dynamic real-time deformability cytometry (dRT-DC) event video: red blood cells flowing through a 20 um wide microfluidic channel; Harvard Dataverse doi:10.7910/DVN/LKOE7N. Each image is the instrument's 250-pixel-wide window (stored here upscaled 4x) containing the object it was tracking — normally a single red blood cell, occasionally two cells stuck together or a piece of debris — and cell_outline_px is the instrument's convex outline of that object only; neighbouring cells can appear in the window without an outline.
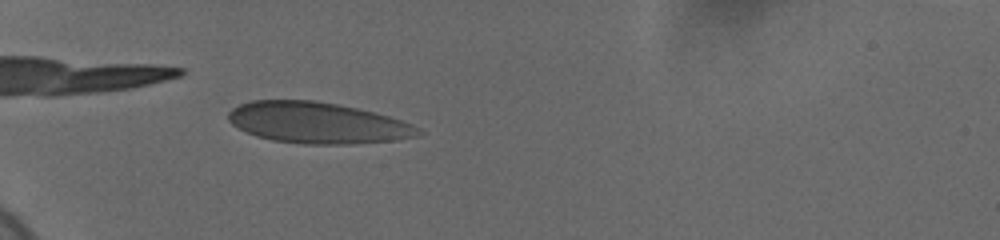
{"species": "human", "species_latin": "Homo sapiens", "temperature_condition": "cold", "stored_images_in_passage": 42, "camera_frame_rate_fps": 3000, "um_per_image_px": 0.085, "donor": {"sex": "female"}, "frame": {"image": 1, "passage_image": 4, "time_ms": 1.0, "image_size_px": [1000, 240], "cell_outline_px": [[424, 132], [420, 136], [396, 140], [352, 144], [304, 144], [272, 140], [256, 136], [232, 124], [228, 120], [228, 112], [232, 108], [240, 104], [252, 100], [312, 100], [336, 104], [376, 112], [412, 124], [420, 128]], "centroid_in_image_um": [27.02, 10.44], "position_along_channel_um": 58.0, "area_um2": 45.6}}
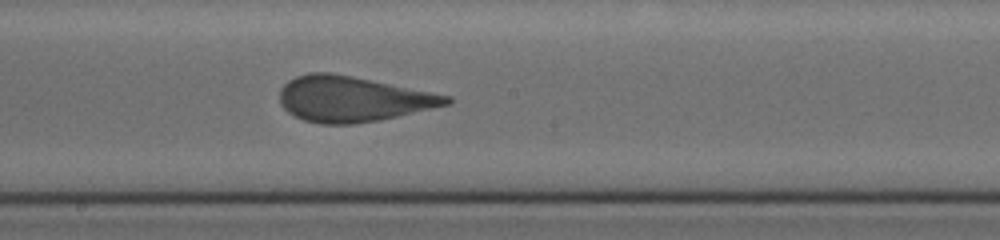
{"frame": {"image": 2, "passage_image": 19, "time_ms": 6.0, "image_size_px": [1000, 240], "cell_outline_px": [[452, 104], [380, 120], [352, 124], [320, 124], [304, 120], [288, 112], [280, 104], [280, 88], [288, 80], [296, 76], [308, 72], [328, 72], [352, 76], [452, 96]], "centroid_in_image_um": [29.97, 8.41], "position_along_channel_um": 218.2, "area_um2": 44.22}}
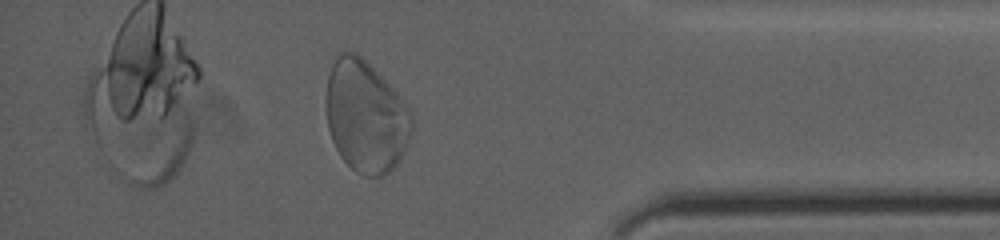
{"frame": {"image": 3, "passage_image": 36, "time_ms": 11.667, "image_size_px": [1000, 240], "cell_outline_px": [[412, 132], [400, 160], [384, 176], [364, 176], [356, 172], [340, 156], [332, 140], [328, 128], [324, 108], [324, 96], [328, 76], [336, 52], [356, 52], [392, 88], [412, 112]], "centroid_in_image_um": [31.04, 9.9], "position_along_channel_um": 404.2, "area_um2": 56.01}}